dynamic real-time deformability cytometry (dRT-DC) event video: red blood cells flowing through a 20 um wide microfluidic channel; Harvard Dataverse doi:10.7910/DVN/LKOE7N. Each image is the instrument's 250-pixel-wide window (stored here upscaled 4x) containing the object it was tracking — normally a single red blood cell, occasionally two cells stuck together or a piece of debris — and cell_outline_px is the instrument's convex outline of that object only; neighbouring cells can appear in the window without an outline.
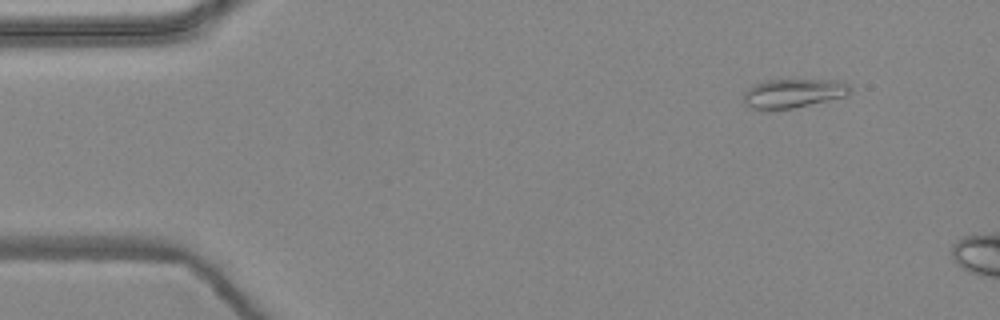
{"species": "common noctule bat (a hibernating species)", "species_latin": "Nyctalus noctula", "temperature_condition": "warm", "stored_images_in_passage": 9, "camera_frame_rate_fps": 3000, "um_per_image_px": 0.085, "animal": {"sex": "female", "body_mass_g": 24.6, "forearm_length_mm": 56.2}, "frame": {"image": 1, "passage_image": 1, "time_ms": 0.0, "image_size_px": [1000, 320], "cell_outline_px": [[852, 92], [844, 96], [828, 100], [792, 108], [764, 112], [752, 108], [744, 104], [744, 92], [752, 84], [764, 80], [844, 80], [852, 88]], "centroid_in_image_um": [67.39, 7.94], "position_along_channel_um": 17.6, "area_um2": 18.44}}
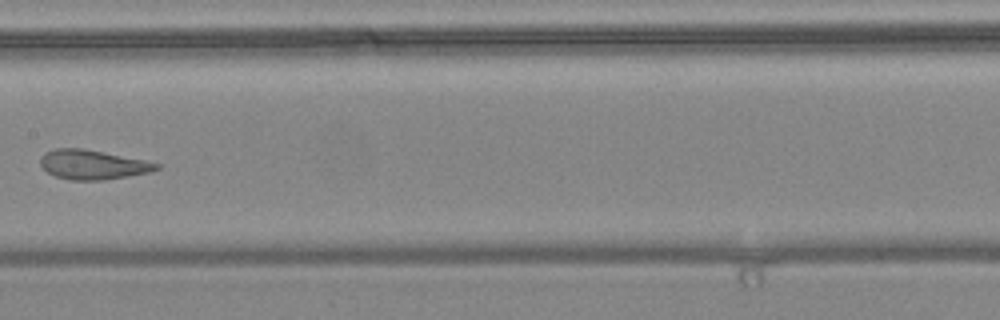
{"frame": {"image": 2, "passage_image": 8, "time_ms": 2.333, "image_size_px": [1000, 320], "cell_outline_px": [[160, 168], [152, 172], [104, 180], [72, 180], [56, 176], [48, 172], [40, 164], [40, 156], [44, 152], [56, 148], [84, 148], [144, 160], [160, 164]], "centroid_in_image_um": [7.88, 13.99], "position_along_channel_um": 199.5, "area_um2": 19.94}}
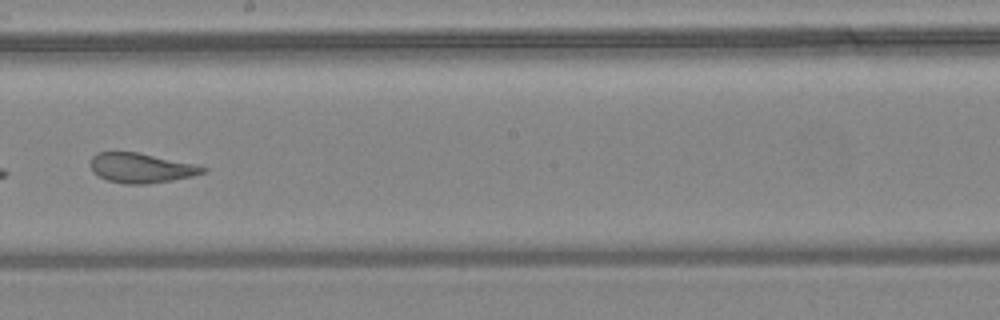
{"frame": {"image": 3, "passage_image": 9, "time_ms": 2.667, "image_size_px": [1000, 320], "cell_outline_px": [[208, 172], [192, 176], [172, 180], [148, 184], [124, 184], [108, 180], [92, 172], [88, 164], [88, 160], [96, 152], [136, 152], [200, 164], [208, 168]], "centroid_in_image_um": [12.01, 14.27], "position_along_channel_um": 236.2, "area_um2": 19.94}}